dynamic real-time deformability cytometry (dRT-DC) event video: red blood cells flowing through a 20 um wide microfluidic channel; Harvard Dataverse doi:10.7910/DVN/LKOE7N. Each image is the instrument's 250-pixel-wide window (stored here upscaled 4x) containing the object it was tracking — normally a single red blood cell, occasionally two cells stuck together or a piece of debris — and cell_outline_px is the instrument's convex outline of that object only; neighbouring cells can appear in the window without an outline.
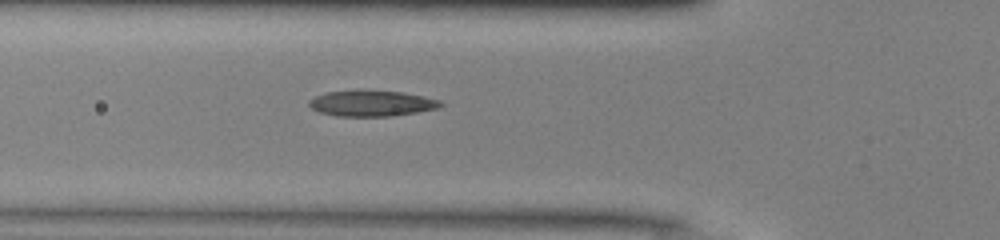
{"species": "common noctule bat (a hibernating species)", "species_latin": "Nyctalus noctula", "temperature_condition": "warm", "stored_images_in_passage": 7, "camera_frame_rate_fps": 3000, "um_per_image_px": 0.085, "animal": {"sex": "male", "body_mass_g": 13.0, "forearm_length_mm": 53.1}, "frame": {"image": 1, "passage_image": 3, "time_ms": 0.667, "image_size_px": [1000, 240], "cell_outline_px": [[444, 104], [440, 108], [392, 116], [336, 116], [320, 112], [312, 108], [308, 104], [308, 100], [316, 96], [328, 92], [360, 88], [404, 92], [424, 96], [440, 100]], "centroid_in_image_um": [31.6, 8.75], "position_along_channel_um": 94.2, "area_um2": 20.35}}
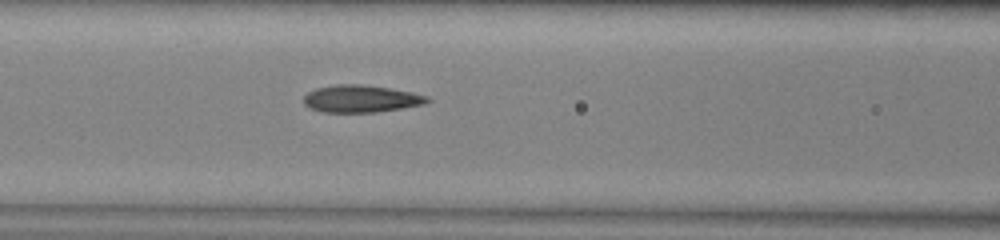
{"frame": {"image": 2, "passage_image": 6, "time_ms": 1.667, "image_size_px": [1000, 240], "cell_outline_px": [[432, 100], [424, 104], [376, 112], [320, 112], [308, 108], [304, 104], [304, 96], [308, 92], [316, 88], [340, 84], [360, 84], [388, 88], [412, 92], [428, 96]], "centroid_in_image_um": [30.66, 8.4], "position_along_channel_um": 135.9, "area_um2": 19.59}}